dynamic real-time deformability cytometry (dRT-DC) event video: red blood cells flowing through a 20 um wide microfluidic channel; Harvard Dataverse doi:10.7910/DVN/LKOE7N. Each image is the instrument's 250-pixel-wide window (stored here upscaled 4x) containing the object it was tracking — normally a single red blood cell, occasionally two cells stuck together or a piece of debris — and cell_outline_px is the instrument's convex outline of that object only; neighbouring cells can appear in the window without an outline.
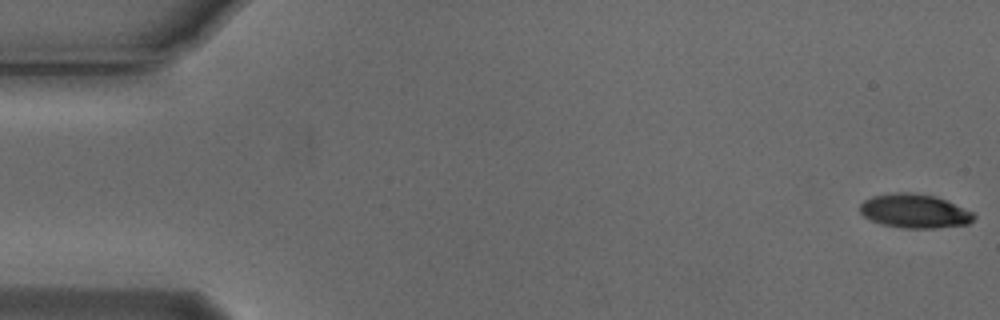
{"species": "Egyptian fruit bat (a non-hibernating species)", "species_latin": "Rousettus aegyptiacus", "temperature_condition": "cold", "stored_images_in_passage": 54, "camera_frame_rate_fps": 3000, "um_per_image_px": 0.085, "animal": {"sex": "male"}, "frame": {"image": 1, "passage_image": 1, "time_ms": 0.0, "image_size_px": [1000, 320], "cell_outline_px": [[976, 216], [968, 224], [936, 228], [900, 228], [880, 224], [864, 216], [860, 212], [860, 204], [864, 200], [872, 196], [896, 192], [908, 192], [936, 196], [972, 212]], "centroid_in_image_um": [77.71, 17.94], "position_along_channel_um": 7.3, "area_um2": 22.48}}
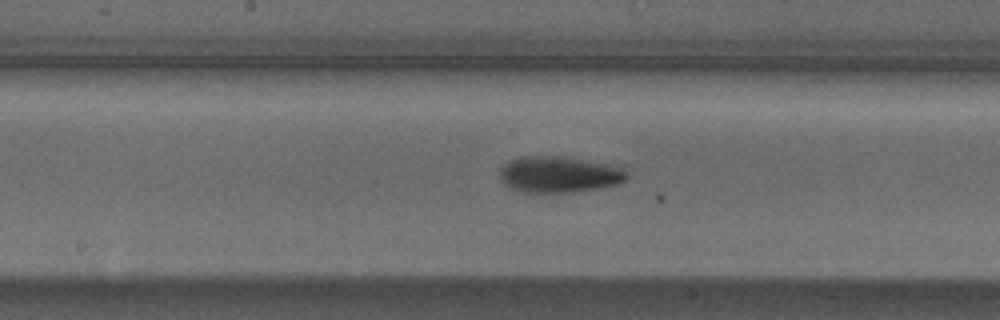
{"frame": {"image": 2, "passage_image": 28, "time_ms": 9.0, "image_size_px": [1000, 320], "cell_outline_px": [[628, 176], [624, 180], [616, 184], [600, 188], [572, 192], [524, 192], [512, 188], [504, 184], [500, 180], [500, 168], [504, 164], [520, 156], [560, 156], [608, 164], [624, 168], [628, 172]], "centroid_in_image_um": [47.51, 14.82], "position_along_channel_um": 200.7, "area_um2": 26.7}}
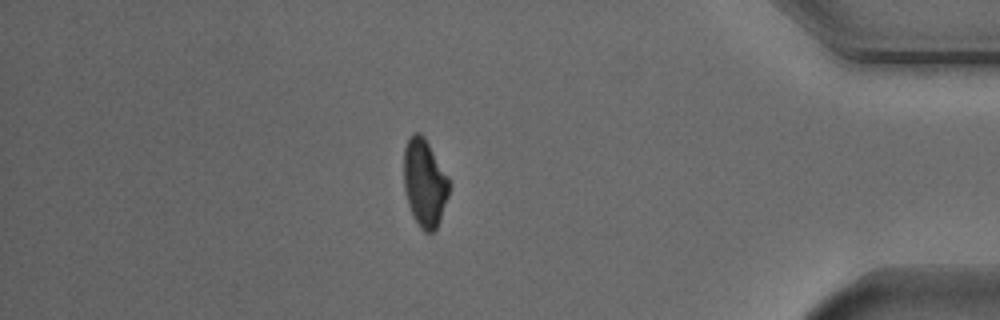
{"frame": {"image": 3, "passage_image": 47, "time_ms": 15.333, "image_size_px": [1000, 320], "cell_outline_px": [[448, 196], [440, 220], [436, 228], [432, 232], [424, 232], [420, 228], [408, 204], [404, 188], [404, 148], [408, 136], [412, 132], [420, 132], [424, 136], [448, 180]], "centroid_in_image_um": [36.05, 15.52], "position_along_channel_um": 399.1, "area_um2": 22.72}, "authors_computed_cell_mechanics": {"area_um2": 24.3049, "velocity_mm_per_s": 3.7567, "shape_relaxation_time_tau1_ms": 2.159, "shape_relaxation_time_tau2_ms": null, "deformation_change_tau1": 0.1364, "deformation_change_tau2": null}}